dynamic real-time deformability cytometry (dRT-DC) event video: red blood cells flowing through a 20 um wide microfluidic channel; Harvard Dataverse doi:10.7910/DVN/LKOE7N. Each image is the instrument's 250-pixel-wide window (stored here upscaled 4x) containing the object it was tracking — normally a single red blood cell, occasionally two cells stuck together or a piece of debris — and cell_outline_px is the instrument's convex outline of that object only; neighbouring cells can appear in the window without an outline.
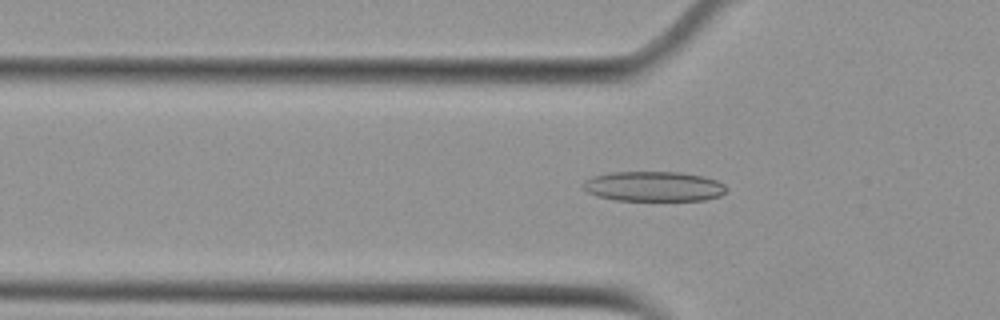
{"species": "Egyptian fruit bat (a non-hibernating species)", "species_latin": "Rousettus aegyptiacus", "temperature_condition": "cold", "stored_images_in_passage": 27, "camera_frame_rate_fps": 3000, "um_per_image_px": 0.085, "animal": {"sex": "female"}, "frame": {"image": 1, "passage_image": 5, "time_ms": 1.333, "image_size_px": [1000, 320], "cell_outline_px": [[728, 188], [720, 196], [704, 200], [616, 200], [596, 196], [588, 192], [580, 184], [584, 180], [592, 176], [608, 172], [680, 172], [704, 176], [716, 180], [724, 184]], "centroid_in_image_um": [55.54, 15.83], "position_along_channel_um": 70.3, "area_um2": 25.2}}
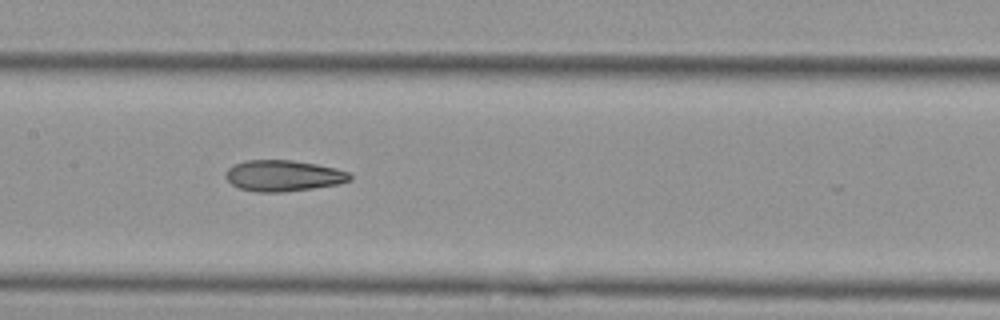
{"frame": {"image": 2, "passage_image": 14, "time_ms": 4.333, "image_size_px": [1000, 320], "cell_outline_px": [[352, 180], [340, 184], [312, 188], [280, 192], [256, 192], [240, 188], [232, 184], [224, 176], [224, 172], [232, 164], [244, 160], [292, 160], [316, 164], [336, 168], [348, 172], [352, 176]], "centroid_in_image_um": [24.06, 14.93], "position_along_channel_um": 183.3, "area_um2": 22.66}}
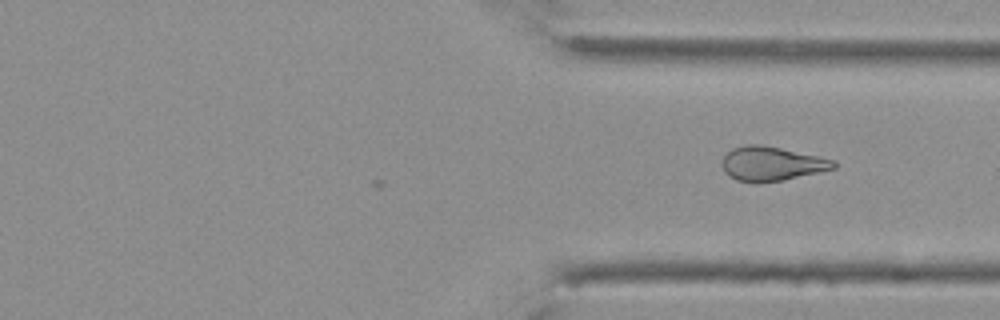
{"frame": {"image": 3, "passage_image": 27, "time_ms": 8.667, "image_size_px": [1000, 320], "cell_outline_px": [[836, 168], [780, 180], [760, 184], [736, 180], [728, 176], [724, 172], [720, 164], [724, 156], [732, 148], [744, 144], [764, 144], [820, 156], [836, 160]], "centroid_in_image_um": [65.55, 13.9], "position_along_channel_um": 345.9, "area_um2": 22.6}}